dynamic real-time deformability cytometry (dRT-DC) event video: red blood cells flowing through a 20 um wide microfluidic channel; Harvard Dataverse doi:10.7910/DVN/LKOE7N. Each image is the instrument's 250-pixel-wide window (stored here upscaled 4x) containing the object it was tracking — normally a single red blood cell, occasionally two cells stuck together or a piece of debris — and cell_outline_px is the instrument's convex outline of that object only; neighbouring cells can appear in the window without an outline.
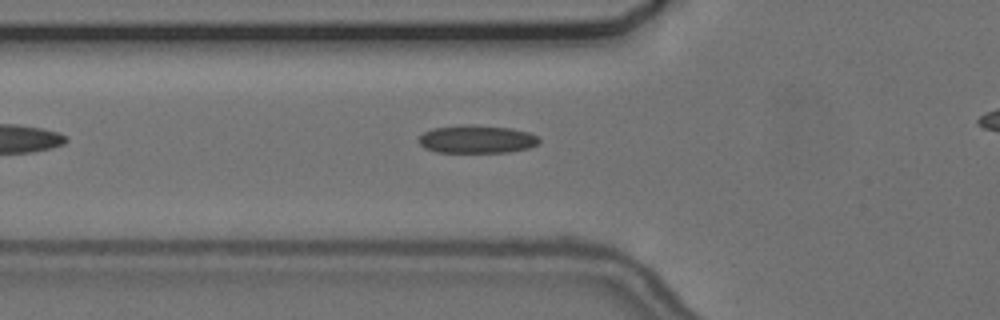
{"species": "common noctule bat (a hibernating species)", "species_latin": "Nyctalus noctula", "temperature_condition": "cold", "stored_images_in_passage": 6, "camera_frame_rate_fps": 3000, "um_per_image_px": 0.085, "animal": {"sex": "female", "body_mass_g": 24.6, "forearm_length_mm": 56.2}, "frame": {"image": 1, "passage_image": 5, "time_ms": 1.333, "image_size_px": [1000, 320], "cell_outline_px": [[540, 140], [536, 144], [528, 148], [508, 152], [436, 152], [424, 148], [420, 144], [420, 136], [424, 132], [432, 128], [464, 124], [476, 124], [512, 128], [528, 132], [536, 136]], "centroid_in_image_um": [40.51, 11.82], "position_along_channel_um": 85.3, "area_um2": 19.71}}